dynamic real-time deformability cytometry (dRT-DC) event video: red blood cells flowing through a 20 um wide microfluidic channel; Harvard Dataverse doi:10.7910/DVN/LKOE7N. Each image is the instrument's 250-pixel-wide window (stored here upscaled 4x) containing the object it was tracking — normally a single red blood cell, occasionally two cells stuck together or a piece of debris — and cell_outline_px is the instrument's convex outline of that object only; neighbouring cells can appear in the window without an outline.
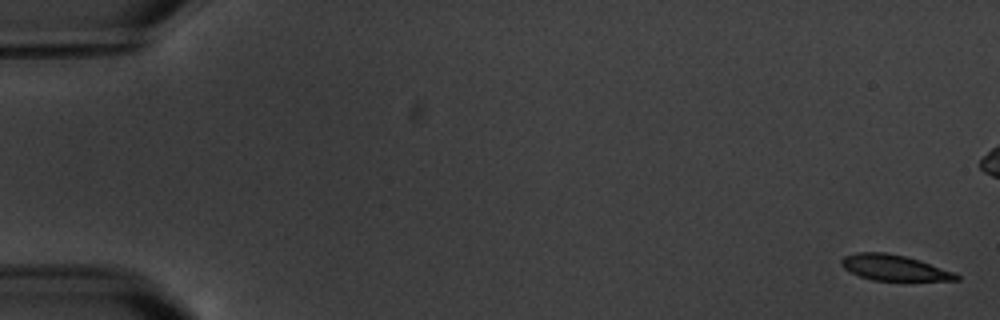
{"species": "common noctule bat (a hibernating species)", "species_latin": "Nyctalus noctula", "temperature_condition": "warm", "stored_images_in_passage": 8, "camera_frame_rate_fps": 3000, "um_per_image_px": 0.085, "animal": {"sex": "male", "body_mass_g": 20.1, "forearm_length_mm": 53.5}, "frame": {"image": 1, "passage_image": 1, "time_ms": 0.0, "image_size_px": [1000, 320], "cell_outline_px": [[960, 280], [872, 280], [860, 276], [844, 268], [840, 264], [840, 260], [844, 256], [856, 252], [884, 252], [904, 256], [920, 260], [956, 272], [960, 276]], "centroid_in_image_um": [76.01, 22.74], "position_along_channel_um": 9.0, "area_um2": 17.17}}